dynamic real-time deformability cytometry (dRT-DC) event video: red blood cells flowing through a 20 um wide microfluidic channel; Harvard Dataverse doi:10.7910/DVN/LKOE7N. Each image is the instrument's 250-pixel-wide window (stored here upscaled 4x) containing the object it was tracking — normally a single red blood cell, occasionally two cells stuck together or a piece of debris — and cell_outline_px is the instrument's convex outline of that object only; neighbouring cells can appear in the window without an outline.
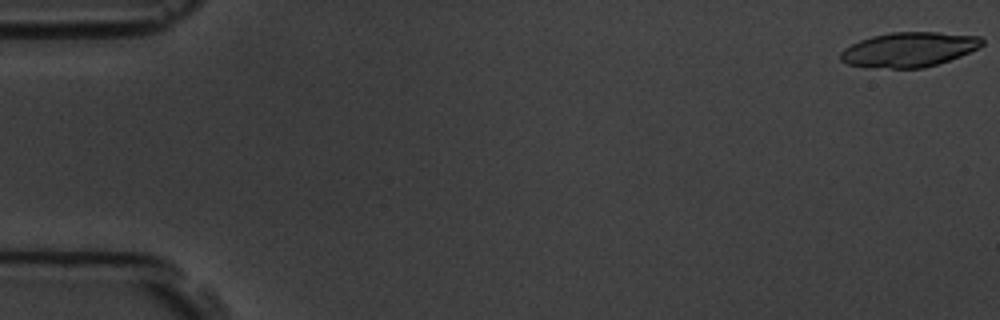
{"species": "common noctule bat (a hibernating species)", "species_latin": "Nyctalus noctula", "temperature_condition": "room temperature", "stored_images_in_passage": 5, "camera_frame_rate_fps": 3000, "um_per_image_px": 0.085, "animal": {"sex": "male", "body_mass_g": 19.5, "forearm_length_mm": 54.6}, "frame": {"image": 1, "passage_image": 1, "time_ms": 0.0, "image_size_px": [1000, 320], "cell_outline_px": [[984, 44], [980, 48], [960, 56], [924, 68], [864, 68], [848, 64], [840, 60], [840, 52], [844, 48], [860, 40], [872, 36], [892, 32], [940, 32], [980, 36], [984, 40]], "centroid_in_image_um": [77.26, 4.21], "position_along_channel_um": 7.7, "area_um2": 28.9}}